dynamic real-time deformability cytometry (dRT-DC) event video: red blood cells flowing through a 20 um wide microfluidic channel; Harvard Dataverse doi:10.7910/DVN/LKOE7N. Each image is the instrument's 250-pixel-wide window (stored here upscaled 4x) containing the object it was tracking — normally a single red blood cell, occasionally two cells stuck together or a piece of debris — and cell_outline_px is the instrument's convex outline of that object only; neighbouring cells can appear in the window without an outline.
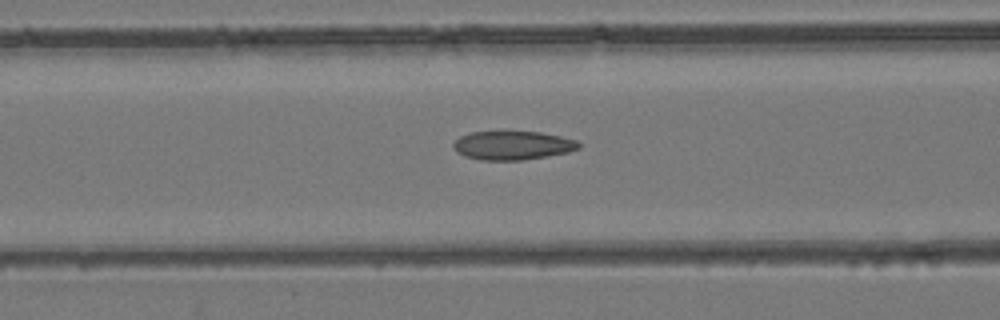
{"species": "common noctule bat (a hibernating species)", "species_latin": "Nyctalus noctula", "temperature_condition": "room temperature", "stored_images_in_passage": 37, "camera_frame_rate_fps": 3000, "um_per_image_px": 0.085, "animal": {"sex": "female", "body_mass_g": 24.6, "forearm_length_mm": 56.2}, "frame": {"image": 1, "passage_image": 9, "time_ms": 2.667, "image_size_px": [1000, 320], "cell_outline_px": [[580, 148], [568, 152], [548, 156], [520, 160], [480, 160], [464, 156], [456, 152], [452, 148], [452, 144], [460, 136], [472, 132], [504, 128], [508, 128], [540, 132], [560, 136], [576, 140], [580, 144]], "centroid_in_image_um": [43.52, 12.31], "position_along_channel_um": 123.1, "area_um2": 22.02}}
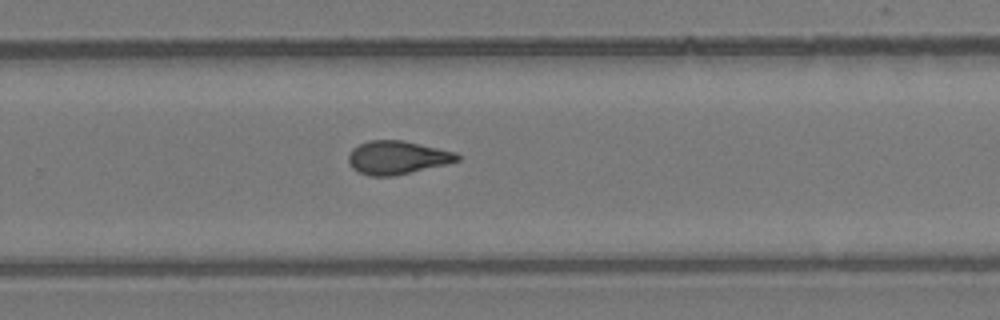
{"frame": {"image": 2, "passage_image": 21, "time_ms": 6.667, "image_size_px": [1000, 320], "cell_outline_px": [[460, 160], [448, 164], [396, 176], [368, 176], [352, 168], [348, 160], [348, 156], [352, 148], [368, 140], [400, 140], [456, 152], [460, 156]], "centroid_in_image_um": [33.77, 13.4], "position_along_channel_um": 296.0, "area_um2": 21.21}}
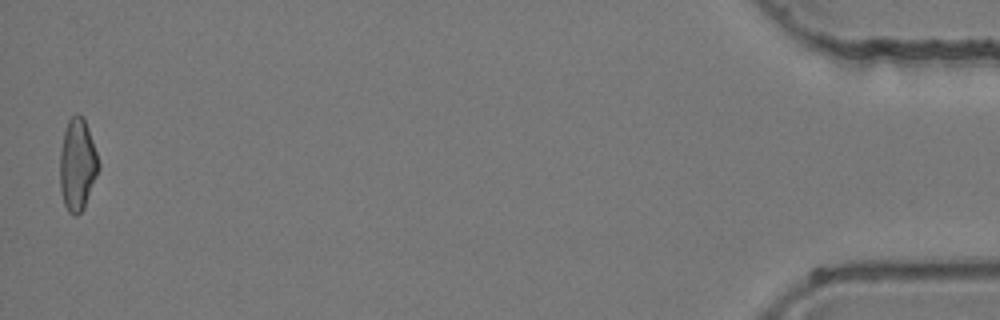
{"frame": {"image": 3, "passage_image": 37, "time_ms": 12.0, "image_size_px": [1000, 320], "cell_outline_px": [[100, 168], [84, 208], [76, 216], [72, 216], [68, 212], [64, 204], [60, 188], [60, 152], [64, 132], [68, 120], [76, 112], [80, 112], [84, 116], [100, 164]], "centroid_in_image_um": [6.58, 13.99], "position_along_channel_um": 428.6, "area_um2": 20.92}}